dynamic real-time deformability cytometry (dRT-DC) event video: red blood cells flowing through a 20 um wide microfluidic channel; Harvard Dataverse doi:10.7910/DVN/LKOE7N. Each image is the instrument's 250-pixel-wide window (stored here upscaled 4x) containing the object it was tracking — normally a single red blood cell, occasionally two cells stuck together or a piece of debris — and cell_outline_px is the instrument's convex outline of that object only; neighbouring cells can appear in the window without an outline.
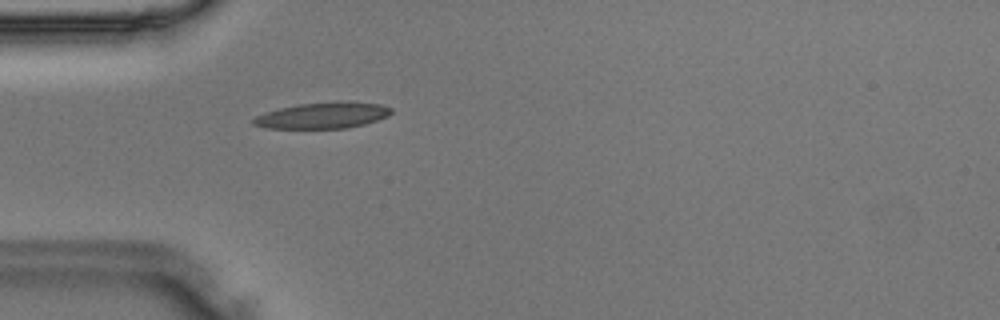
{"species": "Egyptian fruit bat (a non-hibernating species)", "species_latin": "Rousettus aegyptiacus", "temperature_condition": "room temperature", "stored_images_in_passage": 47, "camera_frame_rate_fps": 3000, "um_per_image_px": 0.085, "animal": {"sex": "male"}, "frame": {"image": 1, "passage_image": 14, "time_ms": 4.333, "image_size_px": [1000, 320], "cell_outline_px": [[392, 112], [388, 116], [364, 124], [344, 128], [264, 128], [252, 124], [252, 120], [256, 116], [264, 112], [296, 104], [344, 100], [380, 104], [392, 108]], "centroid_in_image_um": [27.43, 9.79], "position_along_channel_um": 57.6, "area_um2": 21.15}}
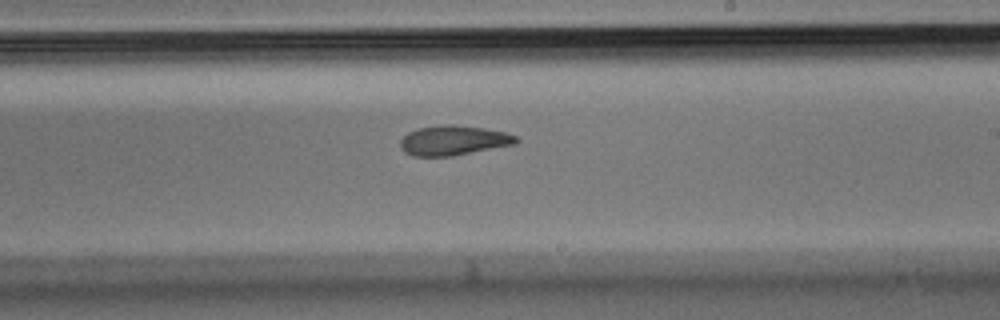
{"frame": {"image": 2, "passage_image": 28, "time_ms": 9.0, "image_size_px": [1000, 320], "cell_outline_px": [[520, 140], [516, 144], [452, 156], [412, 156], [404, 152], [400, 148], [400, 140], [408, 132], [420, 128], [448, 124], [452, 124], [484, 128], [504, 132], [516, 136]], "centroid_in_image_um": [38.54, 11.94], "position_along_channel_um": 250.5, "area_um2": 20.06}}
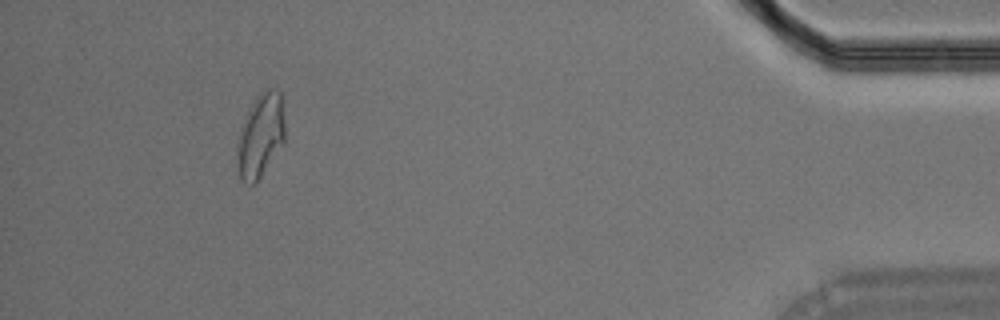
{"frame": {"image": 3, "passage_image": 44, "time_ms": 14.333, "image_size_px": [1000, 320], "cell_outline_px": [[284, 140], [256, 184], [244, 184], [240, 180], [236, 152], [240, 136], [248, 112], [252, 104], [260, 92], [268, 88], [276, 88], [280, 92], [284, 120]], "centroid_in_image_um": [22.15, 11.55], "position_along_channel_um": 413.1, "area_um2": 22.72}}